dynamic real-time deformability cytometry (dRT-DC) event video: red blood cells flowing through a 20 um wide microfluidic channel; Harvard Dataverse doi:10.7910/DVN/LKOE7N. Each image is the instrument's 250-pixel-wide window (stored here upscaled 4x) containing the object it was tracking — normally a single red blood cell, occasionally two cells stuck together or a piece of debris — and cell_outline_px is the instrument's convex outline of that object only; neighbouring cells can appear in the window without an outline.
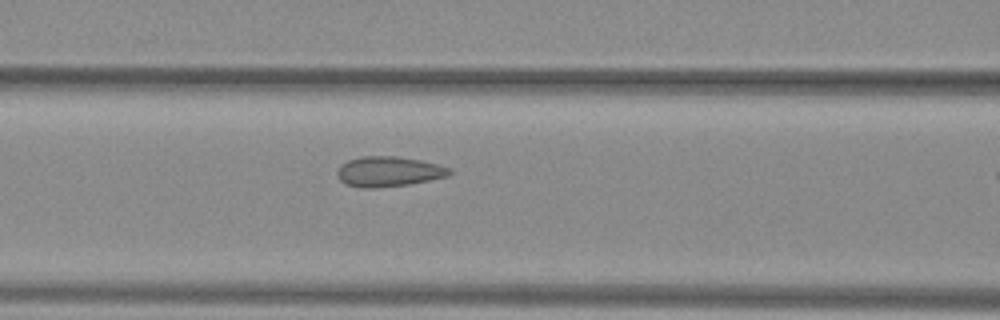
{"species": "common noctule bat (a hibernating species)", "species_latin": "Nyctalus noctula", "temperature_condition": "warm", "stored_images_in_passage": 10, "camera_frame_rate_fps": 3000, "um_per_image_px": 0.085, "animal": {"sex": "female", "body_mass_g": 29.2, "forearm_length_mm": 56.3}, "frame": {"image": 1, "passage_image": 9, "time_ms": 2.667, "image_size_px": [1000, 320], "cell_outline_px": [[452, 172], [448, 176], [408, 184], [376, 188], [360, 188], [348, 184], [340, 180], [336, 176], [336, 172], [340, 164], [348, 160], [360, 156], [396, 156], [420, 160], [452, 168]], "centroid_in_image_um": [33.0, 14.57], "position_along_channel_um": 133.6, "area_um2": 19.77}}